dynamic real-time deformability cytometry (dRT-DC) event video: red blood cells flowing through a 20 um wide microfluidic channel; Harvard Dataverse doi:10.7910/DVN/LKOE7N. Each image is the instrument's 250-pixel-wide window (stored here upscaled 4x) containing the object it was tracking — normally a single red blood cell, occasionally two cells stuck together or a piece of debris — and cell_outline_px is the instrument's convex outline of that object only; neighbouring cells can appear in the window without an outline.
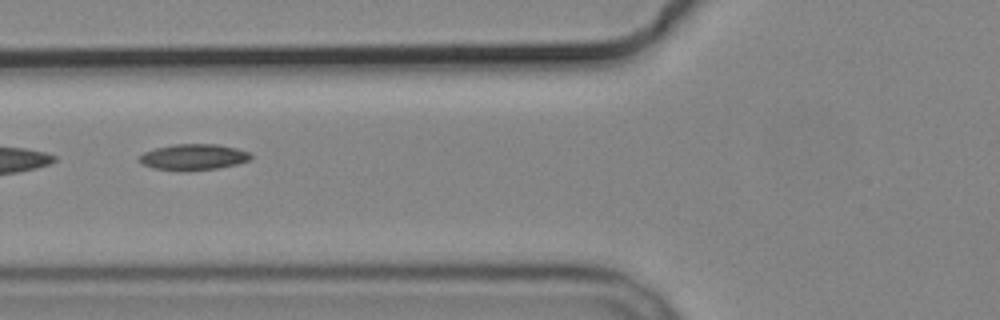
{"species": "common noctule bat (a hibernating species)", "species_latin": "Nyctalus noctula", "temperature_condition": "cold", "stored_images_in_passage": 5, "camera_frame_rate_fps": 3000, "um_per_image_px": 0.085, "animal": {"sex": "male", "body_mass_g": 19.2, "forearm_length_mm": 51.8}, "frame": {"image": 1, "passage_image": 3, "time_ms": 3.333, "image_size_px": [1000, 320], "cell_outline_px": [[252, 156], [248, 160], [236, 164], [216, 168], [152, 168], [144, 164], [140, 160], [140, 156], [144, 152], [156, 148], [172, 144], [216, 144], [236, 148], [248, 152]], "centroid_in_image_um": [16.47, 13.29], "position_along_channel_um": 109.3, "area_um2": 15.9}}
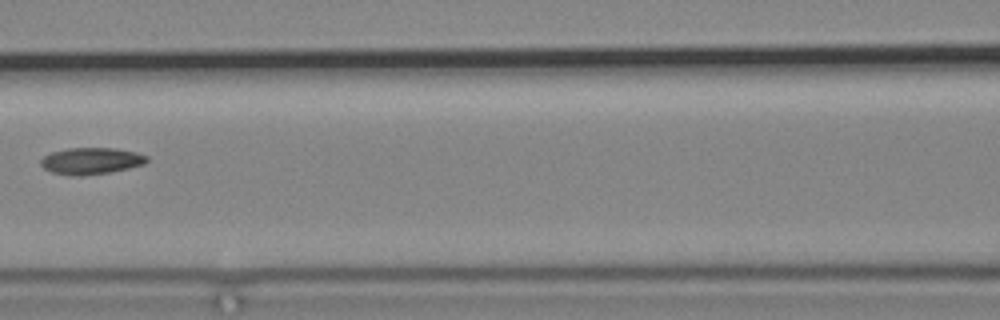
{"frame": {"image": 2, "passage_image": 4, "time_ms": 4.667, "image_size_px": [1000, 320], "cell_outline_px": [[148, 160], [144, 164], [128, 168], [108, 172], [80, 176], [72, 176], [52, 172], [44, 168], [40, 164], [40, 160], [44, 156], [52, 152], [68, 148], [116, 148], [136, 152], [148, 156]], "centroid_in_image_um": [7.74, 13.67], "position_along_channel_um": 158.9, "area_um2": 16.42}}
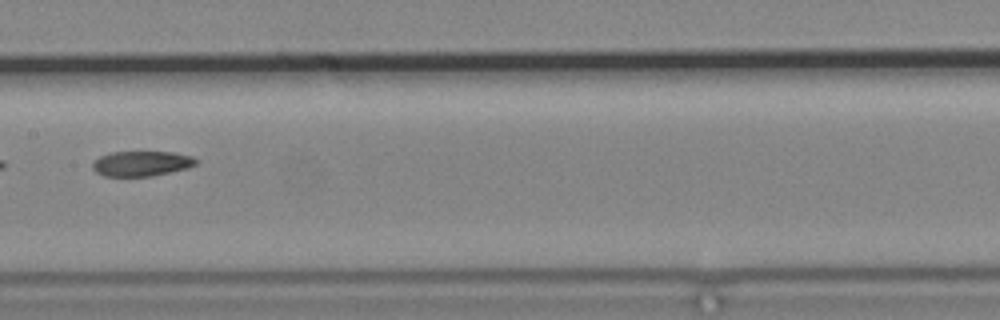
{"frame": {"image": 3, "passage_image": 5, "time_ms": 5.667, "image_size_px": [1000, 320], "cell_outline_px": [[196, 164], [188, 168], [152, 176], [104, 176], [96, 172], [92, 168], [92, 160], [100, 156], [112, 152], [176, 152], [192, 156], [196, 160]], "centroid_in_image_um": [12.0, 13.9], "position_along_channel_um": 195.4, "area_um2": 15.2}}